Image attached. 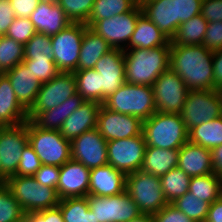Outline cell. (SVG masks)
<instances>
[{
  "instance_id": "obj_1",
  "label": "cell",
  "mask_w": 222,
  "mask_h": 222,
  "mask_svg": "<svg viewBox=\"0 0 222 222\" xmlns=\"http://www.w3.org/2000/svg\"><path fill=\"white\" fill-rule=\"evenodd\" d=\"M169 69L189 90H214L213 52L204 45L171 44Z\"/></svg>"
},
{
  "instance_id": "obj_2",
  "label": "cell",
  "mask_w": 222,
  "mask_h": 222,
  "mask_svg": "<svg viewBox=\"0 0 222 222\" xmlns=\"http://www.w3.org/2000/svg\"><path fill=\"white\" fill-rule=\"evenodd\" d=\"M170 47L124 50L125 82L152 86L158 76L169 69Z\"/></svg>"
},
{
  "instance_id": "obj_3",
  "label": "cell",
  "mask_w": 222,
  "mask_h": 222,
  "mask_svg": "<svg viewBox=\"0 0 222 222\" xmlns=\"http://www.w3.org/2000/svg\"><path fill=\"white\" fill-rule=\"evenodd\" d=\"M143 136L146 146L179 150L189 141V132L180 114L156 111L143 121Z\"/></svg>"
},
{
  "instance_id": "obj_4",
  "label": "cell",
  "mask_w": 222,
  "mask_h": 222,
  "mask_svg": "<svg viewBox=\"0 0 222 222\" xmlns=\"http://www.w3.org/2000/svg\"><path fill=\"white\" fill-rule=\"evenodd\" d=\"M103 105L114 112L128 114L142 121L156 112L153 88L150 85H136L125 82L111 94Z\"/></svg>"
},
{
  "instance_id": "obj_5",
  "label": "cell",
  "mask_w": 222,
  "mask_h": 222,
  "mask_svg": "<svg viewBox=\"0 0 222 222\" xmlns=\"http://www.w3.org/2000/svg\"><path fill=\"white\" fill-rule=\"evenodd\" d=\"M5 185L25 213L57 207L60 201L55 189L40 185L33 176H10Z\"/></svg>"
},
{
  "instance_id": "obj_6",
  "label": "cell",
  "mask_w": 222,
  "mask_h": 222,
  "mask_svg": "<svg viewBox=\"0 0 222 222\" xmlns=\"http://www.w3.org/2000/svg\"><path fill=\"white\" fill-rule=\"evenodd\" d=\"M125 191L142 214L153 215L168 204L159 176L142 170L126 175Z\"/></svg>"
},
{
  "instance_id": "obj_7",
  "label": "cell",
  "mask_w": 222,
  "mask_h": 222,
  "mask_svg": "<svg viewBox=\"0 0 222 222\" xmlns=\"http://www.w3.org/2000/svg\"><path fill=\"white\" fill-rule=\"evenodd\" d=\"M28 144L44 165L61 167L71 159V141L58 130H43L27 120Z\"/></svg>"
},
{
  "instance_id": "obj_8",
  "label": "cell",
  "mask_w": 222,
  "mask_h": 222,
  "mask_svg": "<svg viewBox=\"0 0 222 222\" xmlns=\"http://www.w3.org/2000/svg\"><path fill=\"white\" fill-rule=\"evenodd\" d=\"M84 23H70L66 28L51 36L52 59L60 72L77 70L84 31Z\"/></svg>"
},
{
  "instance_id": "obj_9",
  "label": "cell",
  "mask_w": 222,
  "mask_h": 222,
  "mask_svg": "<svg viewBox=\"0 0 222 222\" xmlns=\"http://www.w3.org/2000/svg\"><path fill=\"white\" fill-rule=\"evenodd\" d=\"M222 115L218 90H189L180 116L189 132L195 126Z\"/></svg>"
},
{
  "instance_id": "obj_10",
  "label": "cell",
  "mask_w": 222,
  "mask_h": 222,
  "mask_svg": "<svg viewBox=\"0 0 222 222\" xmlns=\"http://www.w3.org/2000/svg\"><path fill=\"white\" fill-rule=\"evenodd\" d=\"M142 14V8L140 4H137L131 11L98 20L90 29L101 36L112 48L127 50L137 20Z\"/></svg>"
},
{
  "instance_id": "obj_11",
  "label": "cell",
  "mask_w": 222,
  "mask_h": 222,
  "mask_svg": "<svg viewBox=\"0 0 222 222\" xmlns=\"http://www.w3.org/2000/svg\"><path fill=\"white\" fill-rule=\"evenodd\" d=\"M28 144L27 121L17 126L0 127L1 185L14 176L23 149Z\"/></svg>"
},
{
  "instance_id": "obj_12",
  "label": "cell",
  "mask_w": 222,
  "mask_h": 222,
  "mask_svg": "<svg viewBox=\"0 0 222 222\" xmlns=\"http://www.w3.org/2000/svg\"><path fill=\"white\" fill-rule=\"evenodd\" d=\"M89 209L99 222H128L142 213L126 191L114 196H87Z\"/></svg>"
},
{
  "instance_id": "obj_13",
  "label": "cell",
  "mask_w": 222,
  "mask_h": 222,
  "mask_svg": "<svg viewBox=\"0 0 222 222\" xmlns=\"http://www.w3.org/2000/svg\"><path fill=\"white\" fill-rule=\"evenodd\" d=\"M156 111L180 114L189 89L184 81L168 69L158 76L152 85Z\"/></svg>"
},
{
  "instance_id": "obj_14",
  "label": "cell",
  "mask_w": 222,
  "mask_h": 222,
  "mask_svg": "<svg viewBox=\"0 0 222 222\" xmlns=\"http://www.w3.org/2000/svg\"><path fill=\"white\" fill-rule=\"evenodd\" d=\"M145 148L143 133L131 138L107 141L108 164L126 175L141 170Z\"/></svg>"
},
{
  "instance_id": "obj_15",
  "label": "cell",
  "mask_w": 222,
  "mask_h": 222,
  "mask_svg": "<svg viewBox=\"0 0 222 222\" xmlns=\"http://www.w3.org/2000/svg\"><path fill=\"white\" fill-rule=\"evenodd\" d=\"M77 92L76 77L73 72H59L53 79L41 84L36 101L28 111V120L38 112L53 109Z\"/></svg>"
},
{
  "instance_id": "obj_16",
  "label": "cell",
  "mask_w": 222,
  "mask_h": 222,
  "mask_svg": "<svg viewBox=\"0 0 222 222\" xmlns=\"http://www.w3.org/2000/svg\"><path fill=\"white\" fill-rule=\"evenodd\" d=\"M96 129L106 141L126 139L142 134L143 121L132 115L114 112L102 105L98 112Z\"/></svg>"
},
{
  "instance_id": "obj_17",
  "label": "cell",
  "mask_w": 222,
  "mask_h": 222,
  "mask_svg": "<svg viewBox=\"0 0 222 222\" xmlns=\"http://www.w3.org/2000/svg\"><path fill=\"white\" fill-rule=\"evenodd\" d=\"M107 141L95 128L71 141V159L88 169L108 165Z\"/></svg>"
},
{
  "instance_id": "obj_18",
  "label": "cell",
  "mask_w": 222,
  "mask_h": 222,
  "mask_svg": "<svg viewBox=\"0 0 222 222\" xmlns=\"http://www.w3.org/2000/svg\"><path fill=\"white\" fill-rule=\"evenodd\" d=\"M95 69L101 74V104L125 83L124 50L112 48L96 63Z\"/></svg>"
},
{
  "instance_id": "obj_19",
  "label": "cell",
  "mask_w": 222,
  "mask_h": 222,
  "mask_svg": "<svg viewBox=\"0 0 222 222\" xmlns=\"http://www.w3.org/2000/svg\"><path fill=\"white\" fill-rule=\"evenodd\" d=\"M90 169L70 159L60 167L56 192L59 199L89 195Z\"/></svg>"
},
{
  "instance_id": "obj_20",
  "label": "cell",
  "mask_w": 222,
  "mask_h": 222,
  "mask_svg": "<svg viewBox=\"0 0 222 222\" xmlns=\"http://www.w3.org/2000/svg\"><path fill=\"white\" fill-rule=\"evenodd\" d=\"M29 18L37 33L48 36L56 35L72 23L56 0H41Z\"/></svg>"
},
{
  "instance_id": "obj_21",
  "label": "cell",
  "mask_w": 222,
  "mask_h": 222,
  "mask_svg": "<svg viewBox=\"0 0 222 222\" xmlns=\"http://www.w3.org/2000/svg\"><path fill=\"white\" fill-rule=\"evenodd\" d=\"M126 174L111 165L90 169L89 195L114 196L125 191Z\"/></svg>"
},
{
  "instance_id": "obj_22",
  "label": "cell",
  "mask_w": 222,
  "mask_h": 222,
  "mask_svg": "<svg viewBox=\"0 0 222 222\" xmlns=\"http://www.w3.org/2000/svg\"><path fill=\"white\" fill-rule=\"evenodd\" d=\"M142 13L170 40L177 31V0H148L141 5Z\"/></svg>"
},
{
  "instance_id": "obj_23",
  "label": "cell",
  "mask_w": 222,
  "mask_h": 222,
  "mask_svg": "<svg viewBox=\"0 0 222 222\" xmlns=\"http://www.w3.org/2000/svg\"><path fill=\"white\" fill-rule=\"evenodd\" d=\"M178 167L190 177L214 173L211 150L188 141L179 149Z\"/></svg>"
},
{
  "instance_id": "obj_24",
  "label": "cell",
  "mask_w": 222,
  "mask_h": 222,
  "mask_svg": "<svg viewBox=\"0 0 222 222\" xmlns=\"http://www.w3.org/2000/svg\"><path fill=\"white\" fill-rule=\"evenodd\" d=\"M4 74L9 78L20 104L29 111L36 101L41 83L23 62L4 72Z\"/></svg>"
},
{
  "instance_id": "obj_25",
  "label": "cell",
  "mask_w": 222,
  "mask_h": 222,
  "mask_svg": "<svg viewBox=\"0 0 222 222\" xmlns=\"http://www.w3.org/2000/svg\"><path fill=\"white\" fill-rule=\"evenodd\" d=\"M102 104L94 101H85L62 124L60 134L72 141L84 132L97 127L98 112Z\"/></svg>"
},
{
  "instance_id": "obj_26",
  "label": "cell",
  "mask_w": 222,
  "mask_h": 222,
  "mask_svg": "<svg viewBox=\"0 0 222 222\" xmlns=\"http://www.w3.org/2000/svg\"><path fill=\"white\" fill-rule=\"evenodd\" d=\"M28 120V111L18 101L9 78L0 73V127L17 126Z\"/></svg>"
},
{
  "instance_id": "obj_27",
  "label": "cell",
  "mask_w": 222,
  "mask_h": 222,
  "mask_svg": "<svg viewBox=\"0 0 222 222\" xmlns=\"http://www.w3.org/2000/svg\"><path fill=\"white\" fill-rule=\"evenodd\" d=\"M85 100L77 92L53 109L38 112L30 121L43 130H60L63 122L78 109Z\"/></svg>"
},
{
  "instance_id": "obj_28",
  "label": "cell",
  "mask_w": 222,
  "mask_h": 222,
  "mask_svg": "<svg viewBox=\"0 0 222 222\" xmlns=\"http://www.w3.org/2000/svg\"><path fill=\"white\" fill-rule=\"evenodd\" d=\"M170 39L145 15H141L127 45V49H153L160 46H171Z\"/></svg>"
},
{
  "instance_id": "obj_29",
  "label": "cell",
  "mask_w": 222,
  "mask_h": 222,
  "mask_svg": "<svg viewBox=\"0 0 222 222\" xmlns=\"http://www.w3.org/2000/svg\"><path fill=\"white\" fill-rule=\"evenodd\" d=\"M178 160L179 150L177 149L146 146L141 170L160 177L178 167Z\"/></svg>"
},
{
  "instance_id": "obj_30",
  "label": "cell",
  "mask_w": 222,
  "mask_h": 222,
  "mask_svg": "<svg viewBox=\"0 0 222 222\" xmlns=\"http://www.w3.org/2000/svg\"><path fill=\"white\" fill-rule=\"evenodd\" d=\"M112 47L89 27L84 31L77 70L93 69Z\"/></svg>"
},
{
  "instance_id": "obj_31",
  "label": "cell",
  "mask_w": 222,
  "mask_h": 222,
  "mask_svg": "<svg viewBox=\"0 0 222 222\" xmlns=\"http://www.w3.org/2000/svg\"><path fill=\"white\" fill-rule=\"evenodd\" d=\"M208 22L201 14L183 22L178 27L170 44L202 45Z\"/></svg>"
},
{
  "instance_id": "obj_32",
  "label": "cell",
  "mask_w": 222,
  "mask_h": 222,
  "mask_svg": "<svg viewBox=\"0 0 222 222\" xmlns=\"http://www.w3.org/2000/svg\"><path fill=\"white\" fill-rule=\"evenodd\" d=\"M189 141L210 150L222 145V115L192 128Z\"/></svg>"
},
{
  "instance_id": "obj_33",
  "label": "cell",
  "mask_w": 222,
  "mask_h": 222,
  "mask_svg": "<svg viewBox=\"0 0 222 222\" xmlns=\"http://www.w3.org/2000/svg\"><path fill=\"white\" fill-rule=\"evenodd\" d=\"M188 192L211 205L222 196V177L215 173L191 177Z\"/></svg>"
},
{
  "instance_id": "obj_34",
  "label": "cell",
  "mask_w": 222,
  "mask_h": 222,
  "mask_svg": "<svg viewBox=\"0 0 222 222\" xmlns=\"http://www.w3.org/2000/svg\"><path fill=\"white\" fill-rule=\"evenodd\" d=\"M58 207L64 222H99L89 209L87 196L61 199Z\"/></svg>"
},
{
  "instance_id": "obj_35",
  "label": "cell",
  "mask_w": 222,
  "mask_h": 222,
  "mask_svg": "<svg viewBox=\"0 0 222 222\" xmlns=\"http://www.w3.org/2000/svg\"><path fill=\"white\" fill-rule=\"evenodd\" d=\"M137 4V0H95L86 26L90 28L98 20L131 11Z\"/></svg>"
},
{
  "instance_id": "obj_36",
  "label": "cell",
  "mask_w": 222,
  "mask_h": 222,
  "mask_svg": "<svg viewBox=\"0 0 222 222\" xmlns=\"http://www.w3.org/2000/svg\"><path fill=\"white\" fill-rule=\"evenodd\" d=\"M159 178L168 203H173L178 197L183 196L189 190L191 177L179 167L173 168Z\"/></svg>"
},
{
  "instance_id": "obj_37",
  "label": "cell",
  "mask_w": 222,
  "mask_h": 222,
  "mask_svg": "<svg viewBox=\"0 0 222 222\" xmlns=\"http://www.w3.org/2000/svg\"><path fill=\"white\" fill-rule=\"evenodd\" d=\"M76 77L77 93L85 101L101 104V74L95 69H85L73 72Z\"/></svg>"
},
{
  "instance_id": "obj_38",
  "label": "cell",
  "mask_w": 222,
  "mask_h": 222,
  "mask_svg": "<svg viewBox=\"0 0 222 222\" xmlns=\"http://www.w3.org/2000/svg\"><path fill=\"white\" fill-rule=\"evenodd\" d=\"M24 60V45L6 35L0 36V73L13 69Z\"/></svg>"
},
{
  "instance_id": "obj_39",
  "label": "cell",
  "mask_w": 222,
  "mask_h": 222,
  "mask_svg": "<svg viewBox=\"0 0 222 222\" xmlns=\"http://www.w3.org/2000/svg\"><path fill=\"white\" fill-rule=\"evenodd\" d=\"M172 204L195 222L206 220L210 206L209 203L197 198L190 192L178 197Z\"/></svg>"
},
{
  "instance_id": "obj_40",
  "label": "cell",
  "mask_w": 222,
  "mask_h": 222,
  "mask_svg": "<svg viewBox=\"0 0 222 222\" xmlns=\"http://www.w3.org/2000/svg\"><path fill=\"white\" fill-rule=\"evenodd\" d=\"M25 212L6 185H0V222H24Z\"/></svg>"
},
{
  "instance_id": "obj_41",
  "label": "cell",
  "mask_w": 222,
  "mask_h": 222,
  "mask_svg": "<svg viewBox=\"0 0 222 222\" xmlns=\"http://www.w3.org/2000/svg\"><path fill=\"white\" fill-rule=\"evenodd\" d=\"M72 23H84L89 20L95 0H56Z\"/></svg>"
},
{
  "instance_id": "obj_42",
  "label": "cell",
  "mask_w": 222,
  "mask_h": 222,
  "mask_svg": "<svg viewBox=\"0 0 222 222\" xmlns=\"http://www.w3.org/2000/svg\"><path fill=\"white\" fill-rule=\"evenodd\" d=\"M51 36L36 33L24 45V59L52 58Z\"/></svg>"
},
{
  "instance_id": "obj_43",
  "label": "cell",
  "mask_w": 222,
  "mask_h": 222,
  "mask_svg": "<svg viewBox=\"0 0 222 222\" xmlns=\"http://www.w3.org/2000/svg\"><path fill=\"white\" fill-rule=\"evenodd\" d=\"M22 62L41 84L50 81L60 72L52 58L24 59Z\"/></svg>"
},
{
  "instance_id": "obj_44",
  "label": "cell",
  "mask_w": 222,
  "mask_h": 222,
  "mask_svg": "<svg viewBox=\"0 0 222 222\" xmlns=\"http://www.w3.org/2000/svg\"><path fill=\"white\" fill-rule=\"evenodd\" d=\"M36 33L37 31L30 18L15 17L6 36L25 45Z\"/></svg>"
},
{
  "instance_id": "obj_45",
  "label": "cell",
  "mask_w": 222,
  "mask_h": 222,
  "mask_svg": "<svg viewBox=\"0 0 222 222\" xmlns=\"http://www.w3.org/2000/svg\"><path fill=\"white\" fill-rule=\"evenodd\" d=\"M42 163L33 148L27 144L23 149L15 175L33 176Z\"/></svg>"
},
{
  "instance_id": "obj_46",
  "label": "cell",
  "mask_w": 222,
  "mask_h": 222,
  "mask_svg": "<svg viewBox=\"0 0 222 222\" xmlns=\"http://www.w3.org/2000/svg\"><path fill=\"white\" fill-rule=\"evenodd\" d=\"M203 0H177V29L181 23L201 14Z\"/></svg>"
},
{
  "instance_id": "obj_47",
  "label": "cell",
  "mask_w": 222,
  "mask_h": 222,
  "mask_svg": "<svg viewBox=\"0 0 222 222\" xmlns=\"http://www.w3.org/2000/svg\"><path fill=\"white\" fill-rule=\"evenodd\" d=\"M60 167L55 165H44L35 172L33 177L43 186H47L56 190L59 182Z\"/></svg>"
},
{
  "instance_id": "obj_48",
  "label": "cell",
  "mask_w": 222,
  "mask_h": 222,
  "mask_svg": "<svg viewBox=\"0 0 222 222\" xmlns=\"http://www.w3.org/2000/svg\"><path fill=\"white\" fill-rule=\"evenodd\" d=\"M202 45L212 52L222 49V21L208 23Z\"/></svg>"
},
{
  "instance_id": "obj_49",
  "label": "cell",
  "mask_w": 222,
  "mask_h": 222,
  "mask_svg": "<svg viewBox=\"0 0 222 222\" xmlns=\"http://www.w3.org/2000/svg\"><path fill=\"white\" fill-rule=\"evenodd\" d=\"M152 217L154 222H195L172 203H168L158 213L153 214Z\"/></svg>"
},
{
  "instance_id": "obj_50",
  "label": "cell",
  "mask_w": 222,
  "mask_h": 222,
  "mask_svg": "<svg viewBox=\"0 0 222 222\" xmlns=\"http://www.w3.org/2000/svg\"><path fill=\"white\" fill-rule=\"evenodd\" d=\"M24 222H64L60 208L42 210L39 212L25 213Z\"/></svg>"
},
{
  "instance_id": "obj_51",
  "label": "cell",
  "mask_w": 222,
  "mask_h": 222,
  "mask_svg": "<svg viewBox=\"0 0 222 222\" xmlns=\"http://www.w3.org/2000/svg\"><path fill=\"white\" fill-rule=\"evenodd\" d=\"M201 15L208 22L222 21V0H203Z\"/></svg>"
},
{
  "instance_id": "obj_52",
  "label": "cell",
  "mask_w": 222,
  "mask_h": 222,
  "mask_svg": "<svg viewBox=\"0 0 222 222\" xmlns=\"http://www.w3.org/2000/svg\"><path fill=\"white\" fill-rule=\"evenodd\" d=\"M16 17L9 0H0V36L6 35L9 26Z\"/></svg>"
},
{
  "instance_id": "obj_53",
  "label": "cell",
  "mask_w": 222,
  "mask_h": 222,
  "mask_svg": "<svg viewBox=\"0 0 222 222\" xmlns=\"http://www.w3.org/2000/svg\"><path fill=\"white\" fill-rule=\"evenodd\" d=\"M16 17L29 18L41 0H9Z\"/></svg>"
},
{
  "instance_id": "obj_54",
  "label": "cell",
  "mask_w": 222,
  "mask_h": 222,
  "mask_svg": "<svg viewBox=\"0 0 222 222\" xmlns=\"http://www.w3.org/2000/svg\"><path fill=\"white\" fill-rule=\"evenodd\" d=\"M213 76L215 90L222 87V49L213 52Z\"/></svg>"
},
{
  "instance_id": "obj_55",
  "label": "cell",
  "mask_w": 222,
  "mask_h": 222,
  "mask_svg": "<svg viewBox=\"0 0 222 222\" xmlns=\"http://www.w3.org/2000/svg\"><path fill=\"white\" fill-rule=\"evenodd\" d=\"M206 220L209 222H222V196L209 206Z\"/></svg>"
},
{
  "instance_id": "obj_56",
  "label": "cell",
  "mask_w": 222,
  "mask_h": 222,
  "mask_svg": "<svg viewBox=\"0 0 222 222\" xmlns=\"http://www.w3.org/2000/svg\"><path fill=\"white\" fill-rule=\"evenodd\" d=\"M211 158L214 173L222 177V145L211 149Z\"/></svg>"
},
{
  "instance_id": "obj_57",
  "label": "cell",
  "mask_w": 222,
  "mask_h": 222,
  "mask_svg": "<svg viewBox=\"0 0 222 222\" xmlns=\"http://www.w3.org/2000/svg\"><path fill=\"white\" fill-rule=\"evenodd\" d=\"M128 222H154L152 215L141 214Z\"/></svg>"
},
{
  "instance_id": "obj_58",
  "label": "cell",
  "mask_w": 222,
  "mask_h": 222,
  "mask_svg": "<svg viewBox=\"0 0 222 222\" xmlns=\"http://www.w3.org/2000/svg\"><path fill=\"white\" fill-rule=\"evenodd\" d=\"M218 93H219V95H220L221 107H222V87L218 89Z\"/></svg>"
},
{
  "instance_id": "obj_59",
  "label": "cell",
  "mask_w": 222,
  "mask_h": 222,
  "mask_svg": "<svg viewBox=\"0 0 222 222\" xmlns=\"http://www.w3.org/2000/svg\"><path fill=\"white\" fill-rule=\"evenodd\" d=\"M145 1H148V0H137V3L141 5Z\"/></svg>"
},
{
  "instance_id": "obj_60",
  "label": "cell",
  "mask_w": 222,
  "mask_h": 222,
  "mask_svg": "<svg viewBox=\"0 0 222 222\" xmlns=\"http://www.w3.org/2000/svg\"><path fill=\"white\" fill-rule=\"evenodd\" d=\"M0 185H1V166H0Z\"/></svg>"
}]
</instances>
